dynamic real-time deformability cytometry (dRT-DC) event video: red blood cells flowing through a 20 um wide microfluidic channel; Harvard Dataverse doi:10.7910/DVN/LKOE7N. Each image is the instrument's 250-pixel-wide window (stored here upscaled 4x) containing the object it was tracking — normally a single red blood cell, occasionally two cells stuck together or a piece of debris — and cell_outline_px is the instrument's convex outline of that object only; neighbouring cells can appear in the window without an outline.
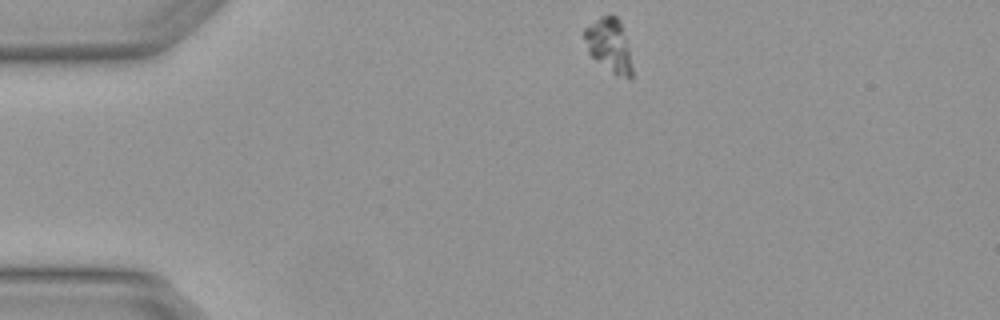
{"species": "Egyptian fruit bat (a non-hibernating species)", "species_latin": "Rousettus aegyptiacus", "temperature_condition": "warm", "stored_images_in_passage": 4, "camera_frame_rate_fps": 3000, "um_per_image_px": 0.085, "animal": {"sex": "female"}, "frame": {"image": 1, "passage_image": 4, "time_ms": 1.0, "image_size_px": [1000, 320], "cell_outline_px": [[632, 76], [628, 80], [616, 76], [592, 56], [588, 52], [584, 36], [584, 28], [588, 24], [600, 16], [616, 16], [620, 20], [628, 48], [632, 68]], "centroid_in_image_um": [51.78, 3.86], "position_along_channel_um": 33.2, "area_um2": 14.8}}